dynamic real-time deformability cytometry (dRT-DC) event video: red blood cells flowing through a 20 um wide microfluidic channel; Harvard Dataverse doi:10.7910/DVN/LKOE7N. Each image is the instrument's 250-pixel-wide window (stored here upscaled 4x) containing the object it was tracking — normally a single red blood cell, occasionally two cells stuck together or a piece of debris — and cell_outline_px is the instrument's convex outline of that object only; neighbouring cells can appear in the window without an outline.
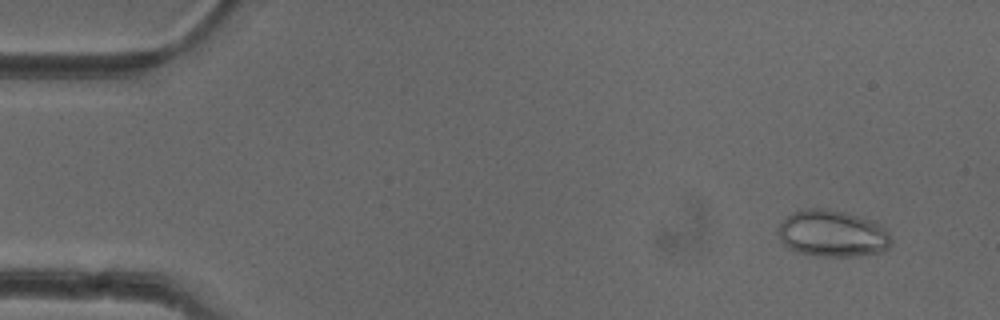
{"species": "common noctule bat (a hibernating species)", "species_latin": "Nyctalus noctula", "temperature_condition": "cold", "stored_images_in_passage": 9, "camera_frame_rate_fps": 3000, "um_per_image_px": 0.085, "animal": {"sex": "female"}, "frame": {"image": 1, "passage_image": 4, "time_ms": 1.0, "image_size_px": [1000, 320], "cell_outline_px": [[892, 244], [888, 248], [880, 252], [856, 256], [816, 256], [800, 252], [788, 248], [780, 240], [776, 232], [776, 228], [792, 212], [808, 208], [828, 208], [876, 220], [888, 232], [892, 240]], "centroid_in_image_um": [70.76, 19.84], "position_along_channel_um": 14.2, "area_um2": 31.15}}